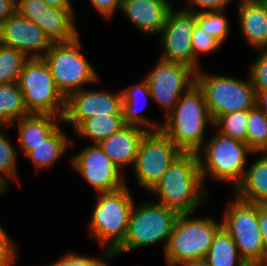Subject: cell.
I'll return each instance as SVG.
<instances>
[{
  "label": "cell",
  "instance_id": "obj_1",
  "mask_svg": "<svg viewBox=\"0 0 267 266\" xmlns=\"http://www.w3.org/2000/svg\"><path fill=\"white\" fill-rule=\"evenodd\" d=\"M149 192L179 215L192 214L207 198L197 154L183 152Z\"/></svg>",
  "mask_w": 267,
  "mask_h": 266
},
{
  "label": "cell",
  "instance_id": "obj_2",
  "mask_svg": "<svg viewBox=\"0 0 267 266\" xmlns=\"http://www.w3.org/2000/svg\"><path fill=\"white\" fill-rule=\"evenodd\" d=\"M209 124L213 126V120L204 94L195 84L182 94L160 130L182 152L197 153L205 143L204 131Z\"/></svg>",
  "mask_w": 267,
  "mask_h": 266
},
{
  "label": "cell",
  "instance_id": "obj_3",
  "mask_svg": "<svg viewBox=\"0 0 267 266\" xmlns=\"http://www.w3.org/2000/svg\"><path fill=\"white\" fill-rule=\"evenodd\" d=\"M215 134L196 153L203 184L209 175L216 181L231 182L236 189L245 176L246 155L253 152L244 142L219 132Z\"/></svg>",
  "mask_w": 267,
  "mask_h": 266
},
{
  "label": "cell",
  "instance_id": "obj_4",
  "mask_svg": "<svg viewBox=\"0 0 267 266\" xmlns=\"http://www.w3.org/2000/svg\"><path fill=\"white\" fill-rule=\"evenodd\" d=\"M191 214L179 215L164 250L167 266L203 261L213 238L222 227L210 217L190 218Z\"/></svg>",
  "mask_w": 267,
  "mask_h": 266
},
{
  "label": "cell",
  "instance_id": "obj_5",
  "mask_svg": "<svg viewBox=\"0 0 267 266\" xmlns=\"http://www.w3.org/2000/svg\"><path fill=\"white\" fill-rule=\"evenodd\" d=\"M179 214L157 202L132 207L128 230L123 242L113 251L122 254L143 246L164 243V250Z\"/></svg>",
  "mask_w": 267,
  "mask_h": 266
},
{
  "label": "cell",
  "instance_id": "obj_6",
  "mask_svg": "<svg viewBox=\"0 0 267 266\" xmlns=\"http://www.w3.org/2000/svg\"><path fill=\"white\" fill-rule=\"evenodd\" d=\"M222 226L230 234L247 266H267V252L258 224V204L237 196L224 212Z\"/></svg>",
  "mask_w": 267,
  "mask_h": 266
},
{
  "label": "cell",
  "instance_id": "obj_7",
  "mask_svg": "<svg viewBox=\"0 0 267 266\" xmlns=\"http://www.w3.org/2000/svg\"><path fill=\"white\" fill-rule=\"evenodd\" d=\"M134 201L127 185L99 194L90 220V232L107 249L114 251L125 239ZM109 245V246H108Z\"/></svg>",
  "mask_w": 267,
  "mask_h": 266
},
{
  "label": "cell",
  "instance_id": "obj_8",
  "mask_svg": "<svg viewBox=\"0 0 267 266\" xmlns=\"http://www.w3.org/2000/svg\"><path fill=\"white\" fill-rule=\"evenodd\" d=\"M17 83L29 114L64 116L66 98L57 88L43 58H28Z\"/></svg>",
  "mask_w": 267,
  "mask_h": 266
},
{
  "label": "cell",
  "instance_id": "obj_9",
  "mask_svg": "<svg viewBox=\"0 0 267 266\" xmlns=\"http://www.w3.org/2000/svg\"><path fill=\"white\" fill-rule=\"evenodd\" d=\"M78 36L69 42L53 43L42 57L50 68L59 91L67 98L71 93L83 89L86 84L96 83L98 74L80 52Z\"/></svg>",
  "mask_w": 267,
  "mask_h": 266
},
{
  "label": "cell",
  "instance_id": "obj_10",
  "mask_svg": "<svg viewBox=\"0 0 267 266\" xmlns=\"http://www.w3.org/2000/svg\"><path fill=\"white\" fill-rule=\"evenodd\" d=\"M196 84L204 94L213 122L224 114L255 106V88L250 77L242 80L199 70L196 72Z\"/></svg>",
  "mask_w": 267,
  "mask_h": 266
},
{
  "label": "cell",
  "instance_id": "obj_11",
  "mask_svg": "<svg viewBox=\"0 0 267 266\" xmlns=\"http://www.w3.org/2000/svg\"><path fill=\"white\" fill-rule=\"evenodd\" d=\"M182 153L161 130L147 131L133 167L138 184L150 191Z\"/></svg>",
  "mask_w": 267,
  "mask_h": 266
},
{
  "label": "cell",
  "instance_id": "obj_12",
  "mask_svg": "<svg viewBox=\"0 0 267 266\" xmlns=\"http://www.w3.org/2000/svg\"><path fill=\"white\" fill-rule=\"evenodd\" d=\"M145 79L150 88L151 100L159 103L167 116L182 94L196 84V71L179 62L159 59Z\"/></svg>",
  "mask_w": 267,
  "mask_h": 266
},
{
  "label": "cell",
  "instance_id": "obj_13",
  "mask_svg": "<svg viewBox=\"0 0 267 266\" xmlns=\"http://www.w3.org/2000/svg\"><path fill=\"white\" fill-rule=\"evenodd\" d=\"M196 25V13L185 9L168 12L166 23L160 33L163 44V55L160 59L179 62L199 71V60L193 55L191 37Z\"/></svg>",
  "mask_w": 267,
  "mask_h": 266
},
{
  "label": "cell",
  "instance_id": "obj_14",
  "mask_svg": "<svg viewBox=\"0 0 267 266\" xmlns=\"http://www.w3.org/2000/svg\"><path fill=\"white\" fill-rule=\"evenodd\" d=\"M71 164L99 194L113 192L126 185L121 170L98 144H91L78 152L72 158Z\"/></svg>",
  "mask_w": 267,
  "mask_h": 266
},
{
  "label": "cell",
  "instance_id": "obj_15",
  "mask_svg": "<svg viewBox=\"0 0 267 266\" xmlns=\"http://www.w3.org/2000/svg\"><path fill=\"white\" fill-rule=\"evenodd\" d=\"M16 6V12L40 26L52 43L69 42L79 36L73 8L49 6L42 0H17Z\"/></svg>",
  "mask_w": 267,
  "mask_h": 266
},
{
  "label": "cell",
  "instance_id": "obj_16",
  "mask_svg": "<svg viewBox=\"0 0 267 266\" xmlns=\"http://www.w3.org/2000/svg\"><path fill=\"white\" fill-rule=\"evenodd\" d=\"M122 93L81 89L66 98L64 123L74 130L86 119L95 116L122 115Z\"/></svg>",
  "mask_w": 267,
  "mask_h": 266
},
{
  "label": "cell",
  "instance_id": "obj_17",
  "mask_svg": "<svg viewBox=\"0 0 267 266\" xmlns=\"http://www.w3.org/2000/svg\"><path fill=\"white\" fill-rule=\"evenodd\" d=\"M0 43L21 50L27 58H42L53 44L40 26L17 12L0 24Z\"/></svg>",
  "mask_w": 267,
  "mask_h": 266
},
{
  "label": "cell",
  "instance_id": "obj_18",
  "mask_svg": "<svg viewBox=\"0 0 267 266\" xmlns=\"http://www.w3.org/2000/svg\"><path fill=\"white\" fill-rule=\"evenodd\" d=\"M172 8V3L166 0H122L120 10L143 34L158 35Z\"/></svg>",
  "mask_w": 267,
  "mask_h": 266
},
{
  "label": "cell",
  "instance_id": "obj_19",
  "mask_svg": "<svg viewBox=\"0 0 267 266\" xmlns=\"http://www.w3.org/2000/svg\"><path fill=\"white\" fill-rule=\"evenodd\" d=\"M146 132V129L125 125L98 145L122 171L123 167H134L140 142Z\"/></svg>",
  "mask_w": 267,
  "mask_h": 266
},
{
  "label": "cell",
  "instance_id": "obj_20",
  "mask_svg": "<svg viewBox=\"0 0 267 266\" xmlns=\"http://www.w3.org/2000/svg\"><path fill=\"white\" fill-rule=\"evenodd\" d=\"M239 25L247 43L264 51L267 48V15L257 0H239Z\"/></svg>",
  "mask_w": 267,
  "mask_h": 266
},
{
  "label": "cell",
  "instance_id": "obj_21",
  "mask_svg": "<svg viewBox=\"0 0 267 266\" xmlns=\"http://www.w3.org/2000/svg\"><path fill=\"white\" fill-rule=\"evenodd\" d=\"M56 120L63 121V117L50 114H29L15 121L18 124V141L21 152L26 155L29 146H36L48 138L58 127Z\"/></svg>",
  "mask_w": 267,
  "mask_h": 266
},
{
  "label": "cell",
  "instance_id": "obj_22",
  "mask_svg": "<svg viewBox=\"0 0 267 266\" xmlns=\"http://www.w3.org/2000/svg\"><path fill=\"white\" fill-rule=\"evenodd\" d=\"M122 93V115L124 119L125 125L137 126L145 129L146 131H156L160 130L161 125L155 123L151 119L145 118L144 115L141 114V110H143L145 102H147V98H152L150 94L149 85L144 78L137 85H131L125 90L121 91ZM142 96V97H141ZM138 98H144L141 109L138 107L140 103H138ZM139 108V110H138Z\"/></svg>",
  "mask_w": 267,
  "mask_h": 266
},
{
  "label": "cell",
  "instance_id": "obj_23",
  "mask_svg": "<svg viewBox=\"0 0 267 266\" xmlns=\"http://www.w3.org/2000/svg\"><path fill=\"white\" fill-rule=\"evenodd\" d=\"M253 162L243 181L234 189L238 198L254 204H267V153Z\"/></svg>",
  "mask_w": 267,
  "mask_h": 266
},
{
  "label": "cell",
  "instance_id": "obj_24",
  "mask_svg": "<svg viewBox=\"0 0 267 266\" xmlns=\"http://www.w3.org/2000/svg\"><path fill=\"white\" fill-rule=\"evenodd\" d=\"M72 143L64 131L58 127L43 143L29 146V152L25 156L32 161L37 171L47 169L52 167Z\"/></svg>",
  "mask_w": 267,
  "mask_h": 266
},
{
  "label": "cell",
  "instance_id": "obj_25",
  "mask_svg": "<svg viewBox=\"0 0 267 266\" xmlns=\"http://www.w3.org/2000/svg\"><path fill=\"white\" fill-rule=\"evenodd\" d=\"M203 261L208 266H247L241 259L234 240L223 226L215 234Z\"/></svg>",
  "mask_w": 267,
  "mask_h": 266
},
{
  "label": "cell",
  "instance_id": "obj_26",
  "mask_svg": "<svg viewBox=\"0 0 267 266\" xmlns=\"http://www.w3.org/2000/svg\"><path fill=\"white\" fill-rule=\"evenodd\" d=\"M27 115L18 83L0 84V125L13 126L15 121Z\"/></svg>",
  "mask_w": 267,
  "mask_h": 266
},
{
  "label": "cell",
  "instance_id": "obj_27",
  "mask_svg": "<svg viewBox=\"0 0 267 266\" xmlns=\"http://www.w3.org/2000/svg\"><path fill=\"white\" fill-rule=\"evenodd\" d=\"M125 126L123 115L95 116L84 120L76 129L78 137H85L93 140V144L110 137L114 132Z\"/></svg>",
  "mask_w": 267,
  "mask_h": 266
},
{
  "label": "cell",
  "instance_id": "obj_28",
  "mask_svg": "<svg viewBox=\"0 0 267 266\" xmlns=\"http://www.w3.org/2000/svg\"><path fill=\"white\" fill-rule=\"evenodd\" d=\"M246 144L253 154L267 151V116L256 106L248 110Z\"/></svg>",
  "mask_w": 267,
  "mask_h": 266
},
{
  "label": "cell",
  "instance_id": "obj_29",
  "mask_svg": "<svg viewBox=\"0 0 267 266\" xmlns=\"http://www.w3.org/2000/svg\"><path fill=\"white\" fill-rule=\"evenodd\" d=\"M27 59L21 50L0 43V84L18 82Z\"/></svg>",
  "mask_w": 267,
  "mask_h": 266
},
{
  "label": "cell",
  "instance_id": "obj_30",
  "mask_svg": "<svg viewBox=\"0 0 267 266\" xmlns=\"http://www.w3.org/2000/svg\"><path fill=\"white\" fill-rule=\"evenodd\" d=\"M248 110L235 111L219 116L213 122V128L227 137L246 143Z\"/></svg>",
  "mask_w": 267,
  "mask_h": 266
},
{
  "label": "cell",
  "instance_id": "obj_31",
  "mask_svg": "<svg viewBox=\"0 0 267 266\" xmlns=\"http://www.w3.org/2000/svg\"><path fill=\"white\" fill-rule=\"evenodd\" d=\"M1 127L11 128L12 126L0 125V129ZM16 159L17 150L0 131V184L5 190H7L9 181L18 180Z\"/></svg>",
  "mask_w": 267,
  "mask_h": 266
},
{
  "label": "cell",
  "instance_id": "obj_32",
  "mask_svg": "<svg viewBox=\"0 0 267 266\" xmlns=\"http://www.w3.org/2000/svg\"><path fill=\"white\" fill-rule=\"evenodd\" d=\"M223 12V10H220L196 13V24L221 45L229 34L230 25Z\"/></svg>",
  "mask_w": 267,
  "mask_h": 266
},
{
  "label": "cell",
  "instance_id": "obj_33",
  "mask_svg": "<svg viewBox=\"0 0 267 266\" xmlns=\"http://www.w3.org/2000/svg\"><path fill=\"white\" fill-rule=\"evenodd\" d=\"M102 257H90L78 253H68L50 266H108L105 260L114 257L112 250L104 249ZM103 258V259H102ZM105 261V262H104Z\"/></svg>",
  "mask_w": 267,
  "mask_h": 266
},
{
  "label": "cell",
  "instance_id": "obj_34",
  "mask_svg": "<svg viewBox=\"0 0 267 266\" xmlns=\"http://www.w3.org/2000/svg\"><path fill=\"white\" fill-rule=\"evenodd\" d=\"M193 55L198 60L199 54L203 55L216 51L221 44L212 36L202 30L197 24L191 37Z\"/></svg>",
  "mask_w": 267,
  "mask_h": 266
},
{
  "label": "cell",
  "instance_id": "obj_35",
  "mask_svg": "<svg viewBox=\"0 0 267 266\" xmlns=\"http://www.w3.org/2000/svg\"><path fill=\"white\" fill-rule=\"evenodd\" d=\"M260 52L250 67L249 77L255 89L267 90V53L265 51Z\"/></svg>",
  "mask_w": 267,
  "mask_h": 266
},
{
  "label": "cell",
  "instance_id": "obj_36",
  "mask_svg": "<svg viewBox=\"0 0 267 266\" xmlns=\"http://www.w3.org/2000/svg\"><path fill=\"white\" fill-rule=\"evenodd\" d=\"M0 223V266H15L18 249Z\"/></svg>",
  "mask_w": 267,
  "mask_h": 266
},
{
  "label": "cell",
  "instance_id": "obj_37",
  "mask_svg": "<svg viewBox=\"0 0 267 266\" xmlns=\"http://www.w3.org/2000/svg\"><path fill=\"white\" fill-rule=\"evenodd\" d=\"M189 1L187 2V7H184L183 9L188 10L190 12L197 13V12H204V11L205 12L206 11H220V10L224 11L225 10L224 8L231 0H189ZM194 5L195 7L197 6V7L203 8V10L195 11V9H193Z\"/></svg>",
  "mask_w": 267,
  "mask_h": 266
},
{
  "label": "cell",
  "instance_id": "obj_38",
  "mask_svg": "<svg viewBox=\"0 0 267 266\" xmlns=\"http://www.w3.org/2000/svg\"><path fill=\"white\" fill-rule=\"evenodd\" d=\"M93 7L107 20L111 19L117 9H121L122 0H90Z\"/></svg>",
  "mask_w": 267,
  "mask_h": 266
},
{
  "label": "cell",
  "instance_id": "obj_39",
  "mask_svg": "<svg viewBox=\"0 0 267 266\" xmlns=\"http://www.w3.org/2000/svg\"><path fill=\"white\" fill-rule=\"evenodd\" d=\"M258 224L267 252V204H258Z\"/></svg>",
  "mask_w": 267,
  "mask_h": 266
},
{
  "label": "cell",
  "instance_id": "obj_40",
  "mask_svg": "<svg viewBox=\"0 0 267 266\" xmlns=\"http://www.w3.org/2000/svg\"><path fill=\"white\" fill-rule=\"evenodd\" d=\"M17 0H0V24L16 13Z\"/></svg>",
  "mask_w": 267,
  "mask_h": 266
},
{
  "label": "cell",
  "instance_id": "obj_41",
  "mask_svg": "<svg viewBox=\"0 0 267 266\" xmlns=\"http://www.w3.org/2000/svg\"><path fill=\"white\" fill-rule=\"evenodd\" d=\"M255 106L267 116V90L255 89Z\"/></svg>",
  "mask_w": 267,
  "mask_h": 266
},
{
  "label": "cell",
  "instance_id": "obj_42",
  "mask_svg": "<svg viewBox=\"0 0 267 266\" xmlns=\"http://www.w3.org/2000/svg\"><path fill=\"white\" fill-rule=\"evenodd\" d=\"M49 6L57 8H73L70 0H42Z\"/></svg>",
  "mask_w": 267,
  "mask_h": 266
},
{
  "label": "cell",
  "instance_id": "obj_43",
  "mask_svg": "<svg viewBox=\"0 0 267 266\" xmlns=\"http://www.w3.org/2000/svg\"><path fill=\"white\" fill-rule=\"evenodd\" d=\"M175 266H208L204 261L187 262Z\"/></svg>",
  "mask_w": 267,
  "mask_h": 266
},
{
  "label": "cell",
  "instance_id": "obj_44",
  "mask_svg": "<svg viewBox=\"0 0 267 266\" xmlns=\"http://www.w3.org/2000/svg\"><path fill=\"white\" fill-rule=\"evenodd\" d=\"M257 1L262 5L264 12L267 15V0H257Z\"/></svg>",
  "mask_w": 267,
  "mask_h": 266
},
{
  "label": "cell",
  "instance_id": "obj_45",
  "mask_svg": "<svg viewBox=\"0 0 267 266\" xmlns=\"http://www.w3.org/2000/svg\"><path fill=\"white\" fill-rule=\"evenodd\" d=\"M6 193V190L2 187V185L0 184V193Z\"/></svg>",
  "mask_w": 267,
  "mask_h": 266
}]
</instances>
